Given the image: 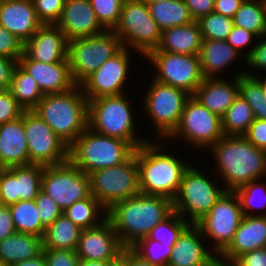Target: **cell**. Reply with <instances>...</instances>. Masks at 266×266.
<instances>
[{"label":"cell","instance_id":"obj_37","mask_svg":"<svg viewBox=\"0 0 266 266\" xmlns=\"http://www.w3.org/2000/svg\"><path fill=\"white\" fill-rule=\"evenodd\" d=\"M101 209L105 211V216L100 222H95ZM63 214L82 230L96 227L107 218V211L92 194L85 199L76 201Z\"/></svg>","mask_w":266,"mask_h":266},{"label":"cell","instance_id":"obj_43","mask_svg":"<svg viewBox=\"0 0 266 266\" xmlns=\"http://www.w3.org/2000/svg\"><path fill=\"white\" fill-rule=\"evenodd\" d=\"M124 0H90L96 18L104 30H114L120 20Z\"/></svg>","mask_w":266,"mask_h":266},{"label":"cell","instance_id":"obj_35","mask_svg":"<svg viewBox=\"0 0 266 266\" xmlns=\"http://www.w3.org/2000/svg\"><path fill=\"white\" fill-rule=\"evenodd\" d=\"M9 207L16 232L44 236L46 228L41 223L35 200H20Z\"/></svg>","mask_w":266,"mask_h":266},{"label":"cell","instance_id":"obj_25","mask_svg":"<svg viewBox=\"0 0 266 266\" xmlns=\"http://www.w3.org/2000/svg\"><path fill=\"white\" fill-rule=\"evenodd\" d=\"M29 164V151L22 116L0 124V168Z\"/></svg>","mask_w":266,"mask_h":266},{"label":"cell","instance_id":"obj_60","mask_svg":"<svg viewBox=\"0 0 266 266\" xmlns=\"http://www.w3.org/2000/svg\"><path fill=\"white\" fill-rule=\"evenodd\" d=\"M129 266H155L138 255L131 247H129Z\"/></svg>","mask_w":266,"mask_h":266},{"label":"cell","instance_id":"obj_31","mask_svg":"<svg viewBox=\"0 0 266 266\" xmlns=\"http://www.w3.org/2000/svg\"><path fill=\"white\" fill-rule=\"evenodd\" d=\"M148 7L161 31L194 22L184 0L161 1L148 4Z\"/></svg>","mask_w":266,"mask_h":266},{"label":"cell","instance_id":"obj_3","mask_svg":"<svg viewBox=\"0 0 266 266\" xmlns=\"http://www.w3.org/2000/svg\"><path fill=\"white\" fill-rule=\"evenodd\" d=\"M88 102L76 85L62 93L44 95L33 111L70 146L88 128Z\"/></svg>","mask_w":266,"mask_h":266},{"label":"cell","instance_id":"obj_12","mask_svg":"<svg viewBox=\"0 0 266 266\" xmlns=\"http://www.w3.org/2000/svg\"><path fill=\"white\" fill-rule=\"evenodd\" d=\"M190 96L183 89L153 79L146 93L144 105L161 137L169 138L177 128Z\"/></svg>","mask_w":266,"mask_h":266},{"label":"cell","instance_id":"obj_59","mask_svg":"<svg viewBox=\"0 0 266 266\" xmlns=\"http://www.w3.org/2000/svg\"><path fill=\"white\" fill-rule=\"evenodd\" d=\"M9 266H46V259L44 257L43 252L31 259H27L24 261L13 263Z\"/></svg>","mask_w":266,"mask_h":266},{"label":"cell","instance_id":"obj_53","mask_svg":"<svg viewBox=\"0 0 266 266\" xmlns=\"http://www.w3.org/2000/svg\"><path fill=\"white\" fill-rule=\"evenodd\" d=\"M233 263L236 266H266V247L245 253L237 257Z\"/></svg>","mask_w":266,"mask_h":266},{"label":"cell","instance_id":"obj_29","mask_svg":"<svg viewBox=\"0 0 266 266\" xmlns=\"http://www.w3.org/2000/svg\"><path fill=\"white\" fill-rule=\"evenodd\" d=\"M239 53L226 40L203 39L199 54L204 78H216L221 69L229 66Z\"/></svg>","mask_w":266,"mask_h":266},{"label":"cell","instance_id":"obj_34","mask_svg":"<svg viewBox=\"0 0 266 266\" xmlns=\"http://www.w3.org/2000/svg\"><path fill=\"white\" fill-rule=\"evenodd\" d=\"M221 120L225 136H243L255 118L251 106L238 95Z\"/></svg>","mask_w":266,"mask_h":266},{"label":"cell","instance_id":"obj_65","mask_svg":"<svg viewBox=\"0 0 266 266\" xmlns=\"http://www.w3.org/2000/svg\"><path fill=\"white\" fill-rule=\"evenodd\" d=\"M0 266H7V265L0 259Z\"/></svg>","mask_w":266,"mask_h":266},{"label":"cell","instance_id":"obj_26","mask_svg":"<svg viewBox=\"0 0 266 266\" xmlns=\"http://www.w3.org/2000/svg\"><path fill=\"white\" fill-rule=\"evenodd\" d=\"M241 75H244V72L237 74L232 79L234 83L221 79L205 78L193 96L210 112L222 118L239 95L238 76Z\"/></svg>","mask_w":266,"mask_h":266},{"label":"cell","instance_id":"obj_57","mask_svg":"<svg viewBox=\"0 0 266 266\" xmlns=\"http://www.w3.org/2000/svg\"><path fill=\"white\" fill-rule=\"evenodd\" d=\"M244 0H215L214 12L233 18Z\"/></svg>","mask_w":266,"mask_h":266},{"label":"cell","instance_id":"obj_1","mask_svg":"<svg viewBox=\"0 0 266 266\" xmlns=\"http://www.w3.org/2000/svg\"><path fill=\"white\" fill-rule=\"evenodd\" d=\"M173 212V202L168 197L139 193L120 201L107 210L119 241L131 247Z\"/></svg>","mask_w":266,"mask_h":266},{"label":"cell","instance_id":"obj_4","mask_svg":"<svg viewBox=\"0 0 266 266\" xmlns=\"http://www.w3.org/2000/svg\"><path fill=\"white\" fill-rule=\"evenodd\" d=\"M158 146L146 142L136 148L140 191L173 200L189 166L173 155L161 153Z\"/></svg>","mask_w":266,"mask_h":266},{"label":"cell","instance_id":"obj_50","mask_svg":"<svg viewBox=\"0 0 266 266\" xmlns=\"http://www.w3.org/2000/svg\"><path fill=\"white\" fill-rule=\"evenodd\" d=\"M243 136L254 146L266 151V120L255 119Z\"/></svg>","mask_w":266,"mask_h":266},{"label":"cell","instance_id":"obj_13","mask_svg":"<svg viewBox=\"0 0 266 266\" xmlns=\"http://www.w3.org/2000/svg\"><path fill=\"white\" fill-rule=\"evenodd\" d=\"M29 164L58 165L68 161L69 146L33 110L24 111Z\"/></svg>","mask_w":266,"mask_h":266},{"label":"cell","instance_id":"obj_33","mask_svg":"<svg viewBox=\"0 0 266 266\" xmlns=\"http://www.w3.org/2000/svg\"><path fill=\"white\" fill-rule=\"evenodd\" d=\"M9 90L25 111L33 110L44 96L36 80L19 65L13 72Z\"/></svg>","mask_w":266,"mask_h":266},{"label":"cell","instance_id":"obj_55","mask_svg":"<svg viewBox=\"0 0 266 266\" xmlns=\"http://www.w3.org/2000/svg\"><path fill=\"white\" fill-rule=\"evenodd\" d=\"M18 61L0 56V90L9 89Z\"/></svg>","mask_w":266,"mask_h":266},{"label":"cell","instance_id":"obj_49","mask_svg":"<svg viewBox=\"0 0 266 266\" xmlns=\"http://www.w3.org/2000/svg\"><path fill=\"white\" fill-rule=\"evenodd\" d=\"M46 266H77L79 257L76 250L43 248Z\"/></svg>","mask_w":266,"mask_h":266},{"label":"cell","instance_id":"obj_36","mask_svg":"<svg viewBox=\"0 0 266 266\" xmlns=\"http://www.w3.org/2000/svg\"><path fill=\"white\" fill-rule=\"evenodd\" d=\"M17 178L18 201L35 200L41 190L44 166L28 164L7 168Z\"/></svg>","mask_w":266,"mask_h":266},{"label":"cell","instance_id":"obj_30","mask_svg":"<svg viewBox=\"0 0 266 266\" xmlns=\"http://www.w3.org/2000/svg\"><path fill=\"white\" fill-rule=\"evenodd\" d=\"M81 231V228L62 214L45 229L43 248L76 250Z\"/></svg>","mask_w":266,"mask_h":266},{"label":"cell","instance_id":"obj_14","mask_svg":"<svg viewBox=\"0 0 266 266\" xmlns=\"http://www.w3.org/2000/svg\"><path fill=\"white\" fill-rule=\"evenodd\" d=\"M146 58L153 62L158 71L154 80L183 89L190 95L195 93L205 79L199 55L150 51Z\"/></svg>","mask_w":266,"mask_h":266},{"label":"cell","instance_id":"obj_22","mask_svg":"<svg viewBox=\"0 0 266 266\" xmlns=\"http://www.w3.org/2000/svg\"><path fill=\"white\" fill-rule=\"evenodd\" d=\"M266 247V214L243 216L233 240L218 255L233 262L237 257L255 249Z\"/></svg>","mask_w":266,"mask_h":266},{"label":"cell","instance_id":"obj_38","mask_svg":"<svg viewBox=\"0 0 266 266\" xmlns=\"http://www.w3.org/2000/svg\"><path fill=\"white\" fill-rule=\"evenodd\" d=\"M239 95L251 106L254 118L266 120V98L261 83L247 75L238 76Z\"/></svg>","mask_w":266,"mask_h":266},{"label":"cell","instance_id":"obj_63","mask_svg":"<svg viewBox=\"0 0 266 266\" xmlns=\"http://www.w3.org/2000/svg\"><path fill=\"white\" fill-rule=\"evenodd\" d=\"M218 258L215 259L214 263H213V266H236L233 262H225V260L221 261V260H218ZM230 263V264H229Z\"/></svg>","mask_w":266,"mask_h":266},{"label":"cell","instance_id":"obj_16","mask_svg":"<svg viewBox=\"0 0 266 266\" xmlns=\"http://www.w3.org/2000/svg\"><path fill=\"white\" fill-rule=\"evenodd\" d=\"M243 214L234 191H226L208 214L196 225L202 234H207L214 243V253L219 255L233 240Z\"/></svg>","mask_w":266,"mask_h":266},{"label":"cell","instance_id":"obj_45","mask_svg":"<svg viewBox=\"0 0 266 266\" xmlns=\"http://www.w3.org/2000/svg\"><path fill=\"white\" fill-rule=\"evenodd\" d=\"M35 202L39 210V217L41 223L45 228H47L60 215L63 214V211L58 206V204L42 190L39 191L38 196L35 199Z\"/></svg>","mask_w":266,"mask_h":266},{"label":"cell","instance_id":"obj_32","mask_svg":"<svg viewBox=\"0 0 266 266\" xmlns=\"http://www.w3.org/2000/svg\"><path fill=\"white\" fill-rule=\"evenodd\" d=\"M257 1V2H256ZM244 0L233 17L234 26L266 37V0Z\"/></svg>","mask_w":266,"mask_h":266},{"label":"cell","instance_id":"obj_17","mask_svg":"<svg viewBox=\"0 0 266 266\" xmlns=\"http://www.w3.org/2000/svg\"><path fill=\"white\" fill-rule=\"evenodd\" d=\"M128 52L123 47L80 84L88 101L102 96L124 94L123 86L129 71Z\"/></svg>","mask_w":266,"mask_h":266},{"label":"cell","instance_id":"obj_61","mask_svg":"<svg viewBox=\"0 0 266 266\" xmlns=\"http://www.w3.org/2000/svg\"><path fill=\"white\" fill-rule=\"evenodd\" d=\"M77 266H109V261L79 259Z\"/></svg>","mask_w":266,"mask_h":266},{"label":"cell","instance_id":"obj_20","mask_svg":"<svg viewBox=\"0 0 266 266\" xmlns=\"http://www.w3.org/2000/svg\"><path fill=\"white\" fill-rule=\"evenodd\" d=\"M18 65L36 80L43 95L62 93L76 86L70 73L68 59L49 64L30 60L23 54L18 60Z\"/></svg>","mask_w":266,"mask_h":266},{"label":"cell","instance_id":"obj_64","mask_svg":"<svg viewBox=\"0 0 266 266\" xmlns=\"http://www.w3.org/2000/svg\"><path fill=\"white\" fill-rule=\"evenodd\" d=\"M143 1L144 3L148 4H153V3H157V2H161V1H172V0H140Z\"/></svg>","mask_w":266,"mask_h":266},{"label":"cell","instance_id":"obj_9","mask_svg":"<svg viewBox=\"0 0 266 266\" xmlns=\"http://www.w3.org/2000/svg\"><path fill=\"white\" fill-rule=\"evenodd\" d=\"M113 31L123 47L132 45L144 56L159 46L162 34L148 5L140 0H124L119 23Z\"/></svg>","mask_w":266,"mask_h":266},{"label":"cell","instance_id":"obj_15","mask_svg":"<svg viewBox=\"0 0 266 266\" xmlns=\"http://www.w3.org/2000/svg\"><path fill=\"white\" fill-rule=\"evenodd\" d=\"M181 136L198 147L213 146L224 137L221 117L210 112L193 95L187 100L180 122L169 136Z\"/></svg>","mask_w":266,"mask_h":266},{"label":"cell","instance_id":"obj_42","mask_svg":"<svg viewBox=\"0 0 266 266\" xmlns=\"http://www.w3.org/2000/svg\"><path fill=\"white\" fill-rule=\"evenodd\" d=\"M257 181L253 180L234 190L239 199L243 216H253V214H249V208L266 207V188L264 184L261 185ZM258 194L259 197L257 198Z\"/></svg>","mask_w":266,"mask_h":266},{"label":"cell","instance_id":"obj_47","mask_svg":"<svg viewBox=\"0 0 266 266\" xmlns=\"http://www.w3.org/2000/svg\"><path fill=\"white\" fill-rule=\"evenodd\" d=\"M24 43L0 25V56L19 60L23 55Z\"/></svg>","mask_w":266,"mask_h":266},{"label":"cell","instance_id":"obj_44","mask_svg":"<svg viewBox=\"0 0 266 266\" xmlns=\"http://www.w3.org/2000/svg\"><path fill=\"white\" fill-rule=\"evenodd\" d=\"M36 15L42 24H56L62 14L65 0H32Z\"/></svg>","mask_w":266,"mask_h":266},{"label":"cell","instance_id":"obj_52","mask_svg":"<svg viewBox=\"0 0 266 266\" xmlns=\"http://www.w3.org/2000/svg\"><path fill=\"white\" fill-rule=\"evenodd\" d=\"M245 56L246 63L251 67L266 69V40L259 41Z\"/></svg>","mask_w":266,"mask_h":266},{"label":"cell","instance_id":"obj_56","mask_svg":"<svg viewBox=\"0 0 266 266\" xmlns=\"http://www.w3.org/2000/svg\"><path fill=\"white\" fill-rule=\"evenodd\" d=\"M15 233L9 205L0 204V241Z\"/></svg>","mask_w":266,"mask_h":266},{"label":"cell","instance_id":"obj_40","mask_svg":"<svg viewBox=\"0 0 266 266\" xmlns=\"http://www.w3.org/2000/svg\"><path fill=\"white\" fill-rule=\"evenodd\" d=\"M174 245H164L158 241L149 239L147 236L140 238L131 248L155 266H167Z\"/></svg>","mask_w":266,"mask_h":266},{"label":"cell","instance_id":"obj_8","mask_svg":"<svg viewBox=\"0 0 266 266\" xmlns=\"http://www.w3.org/2000/svg\"><path fill=\"white\" fill-rule=\"evenodd\" d=\"M91 194L107 211L113 205L141 193L139 169L134 153L119 165L89 174Z\"/></svg>","mask_w":266,"mask_h":266},{"label":"cell","instance_id":"obj_19","mask_svg":"<svg viewBox=\"0 0 266 266\" xmlns=\"http://www.w3.org/2000/svg\"><path fill=\"white\" fill-rule=\"evenodd\" d=\"M123 249L111 222L106 218L100 225L81 231L76 252L82 260L110 261Z\"/></svg>","mask_w":266,"mask_h":266},{"label":"cell","instance_id":"obj_58","mask_svg":"<svg viewBox=\"0 0 266 266\" xmlns=\"http://www.w3.org/2000/svg\"><path fill=\"white\" fill-rule=\"evenodd\" d=\"M109 266H129V247L119 252L114 258L109 261Z\"/></svg>","mask_w":266,"mask_h":266},{"label":"cell","instance_id":"obj_18","mask_svg":"<svg viewBox=\"0 0 266 266\" xmlns=\"http://www.w3.org/2000/svg\"><path fill=\"white\" fill-rule=\"evenodd\" d=\"M23 54L38 62H62L68 59V39L56 24H42L24 43Z\"/></svg>","mask_w":266,"mask_h":266},{"label":"cell","instance_id":"obj_6","mask_svg":"<svg viewBox=\"0 0 266 266\" xmlns=\"http://www.w3.org/2000/svg\"><path fill=\"white\" fill-rule=\"evenodd\" d=\"M124 94L88 102V127L101 135L129 142L135 149L147 141L134 136L132 112Z\"/></svg>","mask_w":266,"mask_h":266},{"label":"cell","instance_id":"obj_27","mask_svg":"<svg viewBox=\"0 0 266 266\" xmlns=\"http://www.w3.org/2000/svg\"><path fill=\"white\" fill-rule=\"evenodd\" d=\"M202 33L197 21L175 26L162 31L159 46L152 51L176 54L199 55L202 46Z\"/></svg>","mask_w":266,"mask_h":266},{"label":"cell","instance_id":"obj_10","mask_svg":"<svg viewBox=\"0 0 266 266\" xmlns=\"http://www.w3.org/2000/svg\"><path fill=\"white\" fill-rule=\"evenodd\" d=\"M226 189L213 185L198 169L189 166L184 172L179 190L172 200L173 211L182 218L190 216V224L202 220L215 203L224 195Z\"/></svg>","mask_w":266,"mask_h":266},{"label":"cell","instance_id":"obj_51","mask_svg":"<svg viewBox=\"0 0 266 266\" xmlns=\"http://www.w3.org/2000/svg\"><path fill=\"white\" fill-rule=\"evenodd\" d=\"M256 35L248 30L233 26L230 34L228 35L226 42L230 44L238 53L242 47H245L251 42V39Z\"/></svg>","mask_w":266,"mask_h":266},{"label":"cell","instance_id":"obj_54","mask_svg":"<svg viewBox=\"0 0 266 266\" xmlns=\"http://www.w3.org/2000/svg\"><path fill=\"white\" fill-rule=\"evenodd\" d=\"M184 2L189 8L194 21H198L203 16L214 12L215 0H184Z\"/></svg>","mask_w":266,"mask_h":266},{"label":"cell","instance_id":"obj_11","mask_svg":"<svg viewBox=\"0 0 266 266\" xmlns=\"http://www.w3.org/2000/svg\"><path fill=\"white\" fill-rule=\"evenodd\" d=\"M41 190L64 212L76 201L91 195L90 177L69 160L58 165L44 166Z\"/></svg>","mask_w":266,"mask_h":266},{"label":"cell","instance_id":"obj_7","mask_svg":"<svg viewBox=\"0 0 266 266\" xmlns=\"http://www.w3.org/2000/svg\"><path fill=\"white\" fill-rule=\"evenodd\" d=\"M122 48L121 40L113 30L68 41L70 73L75 84L80 85Z\"/></svg>","mask_w":266,"mask_h":266},{"label":"cell","instance_id":"obj_46","mask_svg":"<svg viewBox=\"0 0 266 266\" xmlns=\"http://www.w3.org/2000/svg\"><path fill=\"white\" fill-rule=\"evenodd\" d=\"M17 182L7 168H0V204L10 206L18 202Z\"/></svg>","mask_w":266,"mask_h":266},{"label":"cell","instance_id":"obj_2","mask_svg":"<svg viewBox=\"0 0 266 266\" xmlns=\"http://www.w3.org/2000/svg\"><path fill=\"white\" fill-rule=\"evenodd\" d=\"M211 147L227 191H234L266 174V151L244 136H224Z\"/></svg>","mask_w":266,"mask_h":266},{"label":"cell","instance_id":"obj_41","mask_svg":"<svg viewBox=\"0 0 266 266\" xmlns=\"http://www.w3.org/2000/svg\"><path fill=\"white\" fill-rule=\"evenodd\" d=\"M197 23L199 24L202 38L208 40H226L234 26L233 18L216 12L203 16Z\"/></svg>","mask_w":266,"mask_h":266},{"label":"cell","instance_id":"obj_39","mask_svg":"<svg viewBox=\"0 0 266 266\" xmlns=\"http://www.w3.org/2000/svg\"><path fill=\"white\" fill-rule=\"evenodd\" d=\"M190 225L186 219L173 211L167 218L158 223L147 235L149 239L164 245H175L178 237Z\"/></svg>","mask_w":266,"mask_h":266},{"label":"cell","instance_id":"obj_5","mask_svg":"<svg viewBox=\"0 0 266 266\" xmlns=\"http://www.w3.org/2000/svg\"><path fill=\"white\" fill-rule=\"evenodd\" d=\"M134 151L129 142L101 135L88 127L69 146L68 160L89 175L124 163Z\"/></svg>","mask_w":266,"mask_h":266},{"label":"cell","instance_id":"obj_48","mask_svg":"<svg viewBox=\"0 0 266 266\" xmlns=\"http://www.w3.org/2000/svg\"><path fill=\"white\" fill-rule=\"evenodd\" d=\"M24 111L9 89L0 90V124L21 117Z\"/></svg>","mask_w":266,"mask_h":266},{"label":"cell","instance_id":"obj_23","mask_svg":"<svg viewBox=\"0 0 266 266\" xmlns=\"http://www.w3.org/2000/svg\"><path fill=\"white\" fill-rule=\"evenodd\" d=\"M0 25L25 43L42 23L32 0H6L0 1Z\"/></svg>","mask_w":266,"mask_h":266},{"label":"cell","instance_id":"obj_21","mask_svg":"<svg viewBox=\"0 0 266 266\" xmlns=\"http://www.w3.org/2000/svg\"><path fill=\"white\" fill-rule=\"evenodd\" d=\"M56 25L68 41L90 37L104 32L98 22L90 0H65L61 17Z\"/></svg>","mask_w":266,"mask_h":266},{"label":"cell","instance_id":"obj_62","mask_svg":"<svg viewBox=\"0 0 266 266\" xmlns=\"http://www.w3.org/2000/svg\"><path fill=\"white\" fill-rule=\"evenodd\" d=\"M244 74L247 75V76H250V77H255L261 83V86H262V89H263V92H264V96L266 98V78H265V80L264 79L261 80L257 76H255V75H253L251 73H246L245 72Z\"/></svg>","mask_w":266,"mask_h":266},{"label":"cell","instance_id":"obj_24","mask_svg":"<svg viewBox=\"0 0 266 266\" xmlns=\"http://www.w3.org/2000/svg\"><path fill=\"white\" fill-rule=\"evenodd\" d=\"M202 237L201 229L190 224L173 246L167 266H213L216 257L205 249L200 241Z\"/></svg>","mask_w":266,"mask_h":266},{"label":"cell","instance_id":"obj_28","mask_svg":"<svg viewBox=\"0 0 266 266\" xmlns=\"http://www.w3.org/2000/svg\"><path fill=\"white\" fill-rule=\"evenodd\" d=\"M43 252V237L18 233L0 241V259L7 265L34 258Z\"/></svg>","mask_w":266,"mask_h":266}]
</instances>
